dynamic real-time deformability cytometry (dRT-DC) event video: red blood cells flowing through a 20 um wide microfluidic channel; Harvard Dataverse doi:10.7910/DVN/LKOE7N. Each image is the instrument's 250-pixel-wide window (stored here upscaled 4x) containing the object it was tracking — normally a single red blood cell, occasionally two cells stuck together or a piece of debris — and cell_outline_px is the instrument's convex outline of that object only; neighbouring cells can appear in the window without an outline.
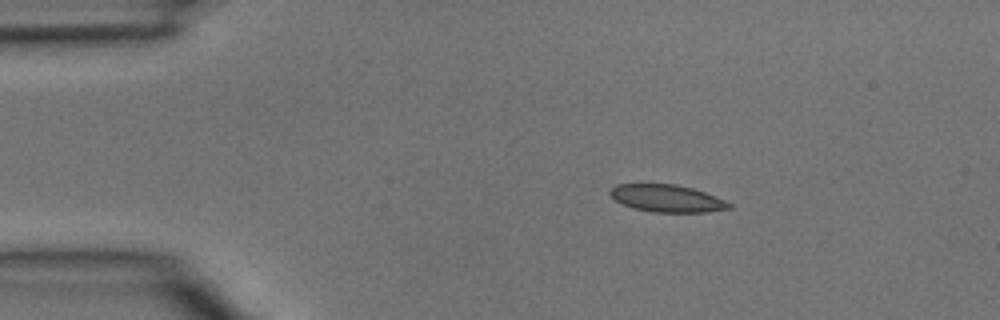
{"species": "common noctule bat (a hibernating species)", "species_latin": "Nyctalus noctula", "temperature_condition": "room temperature", "stored_images_in_passage": 3, "segment_of_instrument_passage": [1, 2], "camera_frame_rate_fps": 3000, "um_per_image_px": 0.085, "animal": {"sex": "male", "body_mass_g": 15.6}, "frame": {"image": 1, "passage_image": 1, "time_ms": 0.0, "image_size_px": [1000, 320], "cell_outline_px": [[732, 208], [708, 212], [652, 212], [632, 208], [616, 200], [608, 192], [616, 184], [676, 184], [692, 188], [704, 192], [724, 200], [732, 204]], "centroid_in_image_um": [56.7, 16.86], "position_along_channel_um": 28.3, "area_um2": 18.84}}